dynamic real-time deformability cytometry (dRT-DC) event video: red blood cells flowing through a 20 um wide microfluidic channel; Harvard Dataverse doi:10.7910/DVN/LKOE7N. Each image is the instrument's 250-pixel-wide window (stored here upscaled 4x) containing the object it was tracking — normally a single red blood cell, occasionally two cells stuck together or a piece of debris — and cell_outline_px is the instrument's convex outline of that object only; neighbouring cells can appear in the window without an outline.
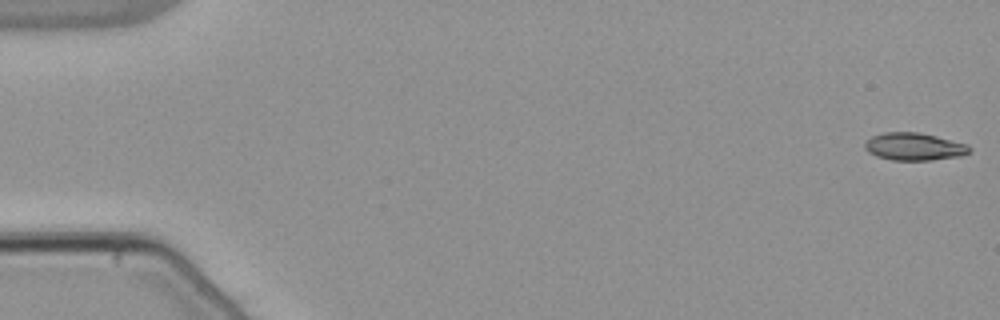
{"species": "common noctule bat (a hibernating species)", "species_latin": "Nyctalus noctula", "temperature_condition": "warm", "stored_images_in_passage": 51, "camera_frame_rate_fps": 3000, "um_per_image_px": 0.085, "animal": {"sex": "male", "body_mass_g": 21.5, "forearm_length_mm": 52.0}, "frame": {"image": 1, "passage_image": 1, "time_ms": 0.0, "image_size_px": [1000, 320], "cell_outline_px": [[972, 148], [968, 152], [960, 156], [932, 160], [892, 160], [876, 156], [868, 152], [864, 148], [864, 144], [872, 136], [884, 132], [920, 132], [968, 144]], "centroid_in_image_um": [77.7, 12.46], "position_along_channel_um": 7.3, "area_um2": 16.82}}
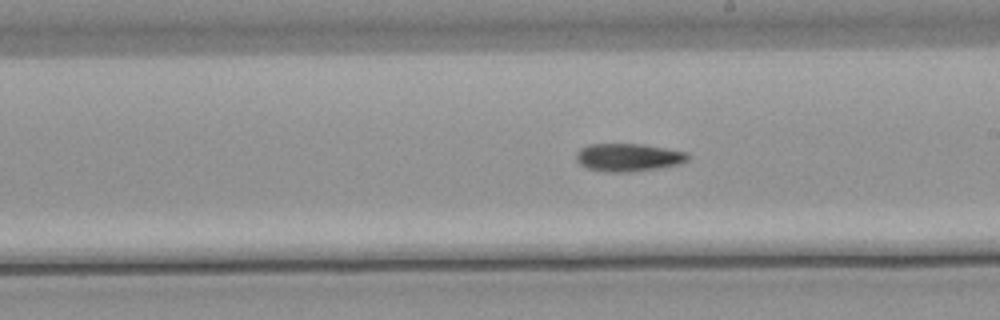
{"frame": {"image": 2, "passage_image": 31, "time_ms": 10.0, "image_size_px": [1000, 320], "cell_outline_px": [[688, 160], [680, 164], [632, 172], [612, 172], [588, 168], [580, 164], [576, 160], [576, 152], [580, 148], [588, 144], [644, 144], [688, 152]], "centroid_in_image_um": [53.41, 13.37], "position_along_channel_um": 235.6, "area_um2": 18.15}}
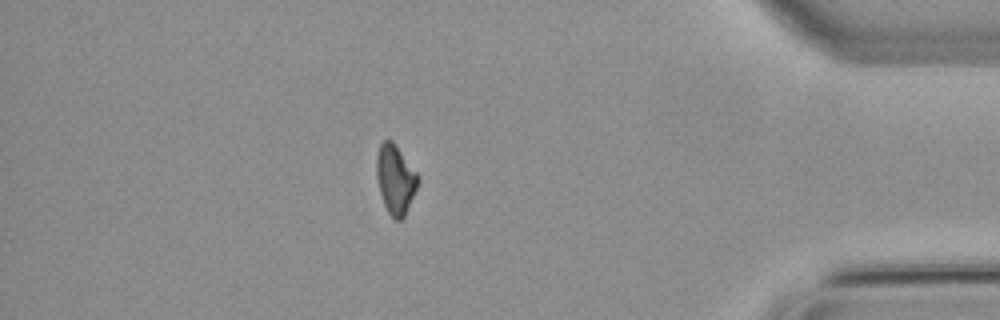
{"frame": {"image": 3, "passage_image": 47, "time_ms": 15.333, "image_size_px": [1000, 320], "cell_outline_px": [[420, 180], [404, 216], [400, 220], [396, 220], [388, 212], [384, 204], [380, 192], [376, 176], [376, 156], [380, 144], [384, 140], [392, 140], [420, 176]], "centroid_in_image_um": [33.61, 15.21], "position_along_channel_um": 401.6, "area_um2": 16.59}}